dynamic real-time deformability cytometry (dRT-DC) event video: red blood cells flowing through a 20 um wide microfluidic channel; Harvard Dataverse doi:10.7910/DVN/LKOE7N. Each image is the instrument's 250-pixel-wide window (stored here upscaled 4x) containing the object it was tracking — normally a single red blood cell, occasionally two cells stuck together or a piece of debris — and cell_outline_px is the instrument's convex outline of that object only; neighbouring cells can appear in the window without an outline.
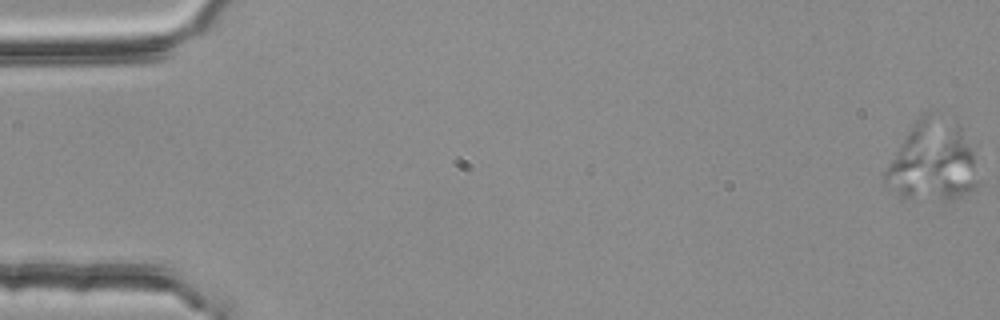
{"species": "common noctule bat (a hibernating species)", "species_latin": "Nyctalus noctula", "temperature_condition": "room temperature", "stored_images_in_passage": 5, "camera_frame_rate_fps": 3000, "um_per_image_px": 0.085, "animal": {"sex": "female", "body_mass_g": 25.1}, "frame": {"image": 1, "passage_image": 1, "time_ms": 0.0, "image_size_px": [1000, 320], "cell_outline_px": [[976, 188], [972, 192], [952, 200], [900, 200], [888, 188], [884, 180], [884, 172], [888, 164], [912, 124], [920, 112], [928, 112], [960, 124], [972, 152], [976, 184]], "centroid_in_image_um": [79.21, 13.76], "position_along_channel_um": 5.8, "area_um2": 43.87}}